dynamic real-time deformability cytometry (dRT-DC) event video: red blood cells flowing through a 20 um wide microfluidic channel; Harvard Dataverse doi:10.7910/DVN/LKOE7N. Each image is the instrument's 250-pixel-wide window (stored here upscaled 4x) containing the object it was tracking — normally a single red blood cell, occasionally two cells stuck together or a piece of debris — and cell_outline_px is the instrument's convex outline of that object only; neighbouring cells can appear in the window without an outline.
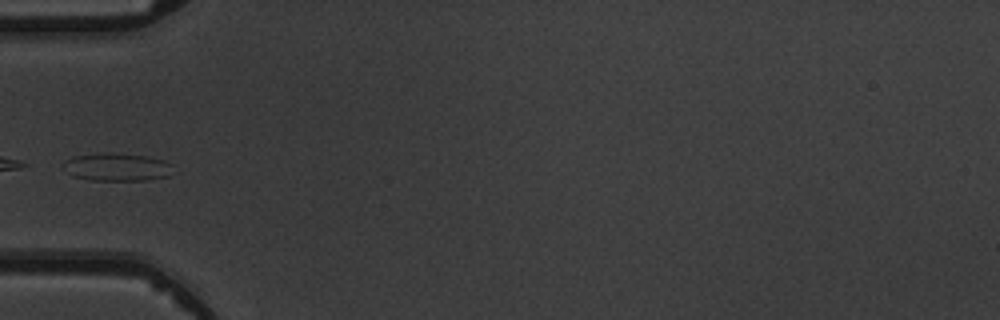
{"species": "common noctule bat (a hibernating species)", "species_latin": "Nyctalus noctula", "temperature_condition": "warm", "stored_images_in_passage": 7, "camera_frame_rate_fps": 3000, "um_per_image_px": 0.085, "animal": {"sex": "male", "body_mass_g": 19.5, "forearm_length_mm": 54.6}, "frame": {"image": 1, "passage_image": 6, "time_ms": 5.667, "image_size_px": [1000, 320], "cell_outline_px": [[168, 176], [144, 180], [88, 180], [72, 176], [60, 168], [64, 160], [72, 156], [108, 152], [112, 152], [144, 156], [164, 160], [168, 164]], "centroid_in_image_um": [9.77, 14.19], "position_along_channel_um": 75.2, "area_um2": 17.74}}
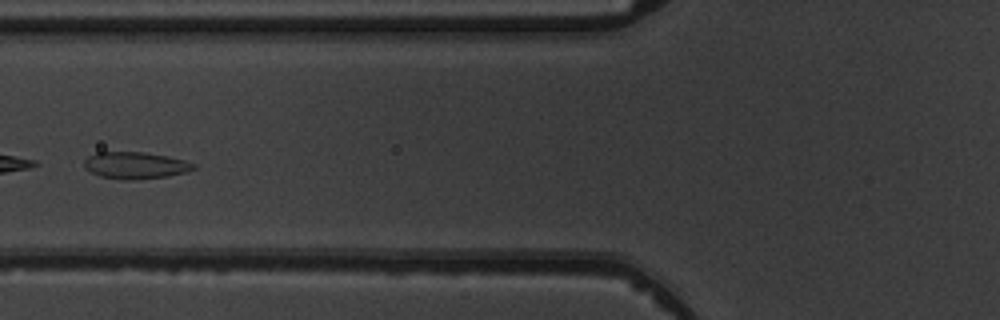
{"frame": {"image": 2, "passage_image": 7, "time_ms": 6.667, "image_size_px": [1000, 320], "cell_outline_px": [[196, 168], [188, 172], [168, 176], [132, 180], [124, 180], [100, 176], [84, 168], [84, 160], [88, 156], [96, 152], [144, 152], [168, 156], [184, 160], [196, 164]], "centroid_in_image_um": [11.52, 14.05], "position_along_channel_um": 114.3, "area_um2": 17.22}}